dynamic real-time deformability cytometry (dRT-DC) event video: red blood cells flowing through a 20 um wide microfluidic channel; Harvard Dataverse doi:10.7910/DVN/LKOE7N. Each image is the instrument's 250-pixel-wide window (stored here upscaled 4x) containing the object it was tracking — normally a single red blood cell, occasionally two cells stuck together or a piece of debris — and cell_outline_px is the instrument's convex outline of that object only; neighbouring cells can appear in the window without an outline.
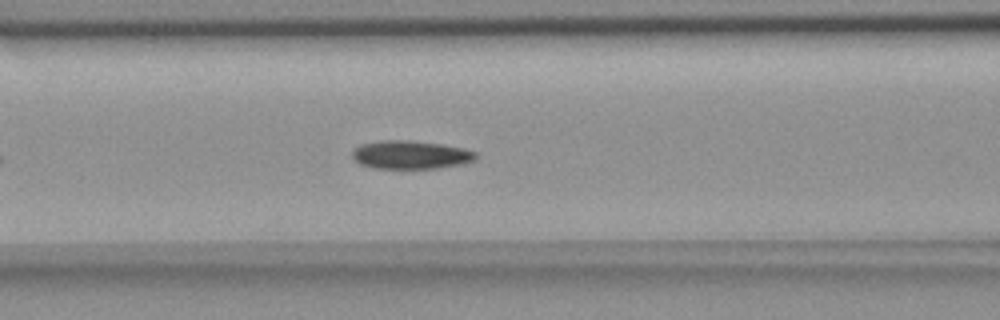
{"species": "common noctule bat (a hibernating species)", "species_latin": "Nyctalus noctula", "temperature_condition": "room temperature", "stored_images_in_passage": 46, "camera_frame_rate_fps": 3000, "um_per_image_px": 0.085, "animal": {"sex": "female", "body_mass_g": 18.4}, "frame": {"image": 1, "passage_image": 13, "time_ms": 4.0, "image_size_px": [1000, 320], "cell_outline_px": [[476, 160], [464, 164], [436, 168], [372, 168], [360, 164], [352, 156], [352, 152], [360, 144], [380, 140], [408, 140], [440, 144], [464, 148], [476, 152]], "centroid_in_image_um": [34.91, 13.16], "position_along_channel_um": 131.7, "area_um2": 20.4}}
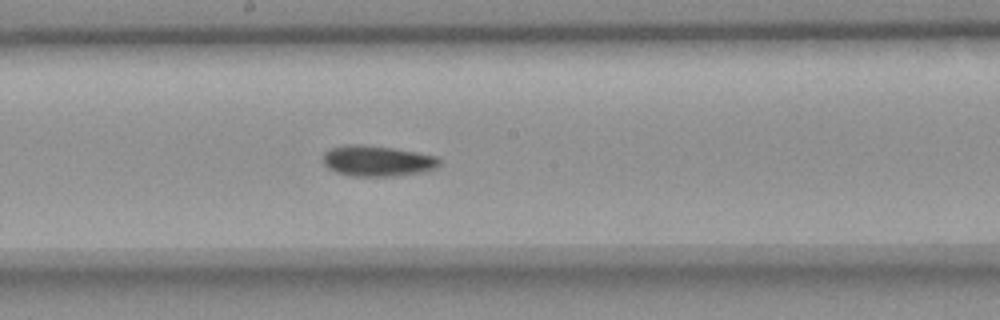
{"frame": {"image": 2, "passage_image": 20, "time_ms": 6.333, "image_size_px": [1000, 320], "cell_outline_px": [[440, 164], [436, 168], [424, 172], [396, 176], [352, 176], [336, 172], [328, 168], [324, 164], [324, 152], [328, 148], [348, 144], [364, 144], [392, 148], [416, 152], [436, 156], [440, 160]], "centroid_in_image_um": [32.06, 13.67], "position_along_channel_um": 216.1, "area_um2": 20.98}}
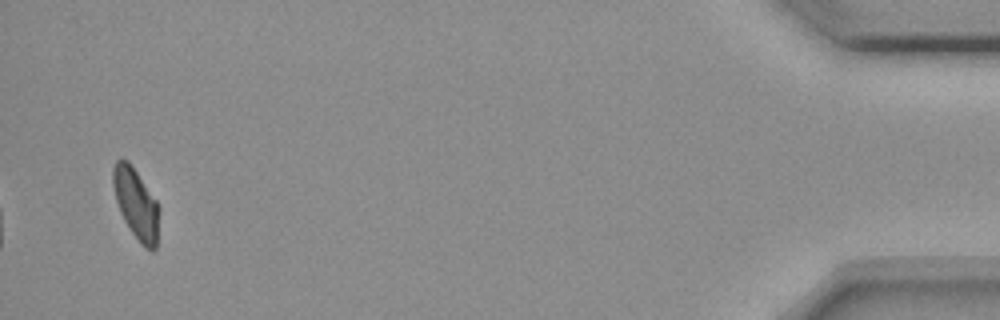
{"frame": {"image": 3, "passage_image": 44, "time_ms": 14.333, "image_size_px": [1000, 320], "cell_outline_px": [[160, 208], [156, 248], [152, 252], [144, 248], [140, 244], [124, 220], [120, 212], [116, 200], [112, 184], [112, 168], [116, 160], [128, 160], [156, 200]], "centroid_in_image_um": [11.57, 17.35], "position_along_channel_um": 423.6, "area_um2": 19.02}, "authors_computed_cell_mechanics": {"area_um2": 20.1144, "velocity_mm_per_s": 3.6376, "shape_relaxation_time_tau1_ms": 7.4518, "shape_relaxation_time_tau2_ms": null, "deformation_change_tau1": 0.1707, "deformation_change_tau2": null}}